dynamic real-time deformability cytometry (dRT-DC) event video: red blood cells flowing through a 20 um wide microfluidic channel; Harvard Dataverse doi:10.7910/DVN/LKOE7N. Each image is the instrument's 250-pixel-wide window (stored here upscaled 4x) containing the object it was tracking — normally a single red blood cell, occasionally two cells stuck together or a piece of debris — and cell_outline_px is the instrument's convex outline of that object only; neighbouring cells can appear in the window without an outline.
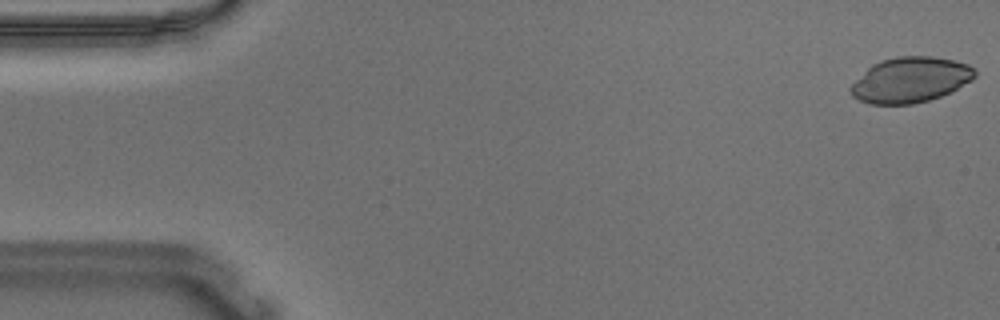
{"species": "Egyptian fruit bat (a non-hibernating species)", "species_latin": "Rousettus aegyptiacus", "temperature_condition": "warm", "stored_images_in_passage": 54, "camera_frame_rate_fps": 3000, "um_per_image_px": 0.085, "animal": {"sex": "male"}, "frame": {"image": 1, "passage_image": 1, "time_ms": 0.0, "image_size_px": [1000, 320], "cell_outline_px": [[976, 76], [972, 80], [940, 96], [928, 100], [912, 104], [868, 104], [852, 96], [848, 92], [848, 88], [872, 64], [880, 60], [896, 56], [932, 56], [956, 60], [968, 64], [976, 68]], "centroid_in_image_um": [77.37, 6.77], "position_along_channel_um": 7.6, "area_um2": 32.95}}